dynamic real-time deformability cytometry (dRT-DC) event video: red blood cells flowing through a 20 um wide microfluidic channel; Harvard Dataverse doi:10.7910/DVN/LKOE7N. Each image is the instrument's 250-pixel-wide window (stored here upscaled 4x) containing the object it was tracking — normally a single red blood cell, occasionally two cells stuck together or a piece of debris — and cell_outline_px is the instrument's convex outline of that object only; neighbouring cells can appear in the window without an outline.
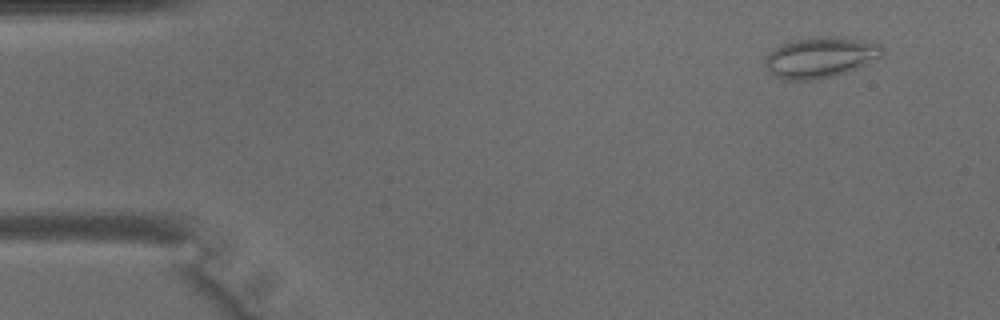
{"species": "common noctule bat (a hibernating species)", "species_latin": "Nyctalus noctula", "temperature_condition": "warm", "stored_images_in_passage": 14, "camera_frame_rate_fps": 3000, "um_per_image_px": 0.085, "animal": {"sex": "male", "body_mass_g": 15.6}, "frame": {"image": 1, "passage_image": 4, "time_ms": 1.0, "image_size_px": [1000, 320], "cell_outline_px": [[884, 56], [856, 68], [832, 76], [816, 80], [784, 80], [776, 76], [764, 64], [764, 60], [772, 48], [796, 40], [816, 36], [844, 36], [868, 40], [880, 44], [884, 48]], "centroid_in_image_um": [69.79, 4.85], "position_along_channel_um": 15.2, "area_um2": 28.03}}